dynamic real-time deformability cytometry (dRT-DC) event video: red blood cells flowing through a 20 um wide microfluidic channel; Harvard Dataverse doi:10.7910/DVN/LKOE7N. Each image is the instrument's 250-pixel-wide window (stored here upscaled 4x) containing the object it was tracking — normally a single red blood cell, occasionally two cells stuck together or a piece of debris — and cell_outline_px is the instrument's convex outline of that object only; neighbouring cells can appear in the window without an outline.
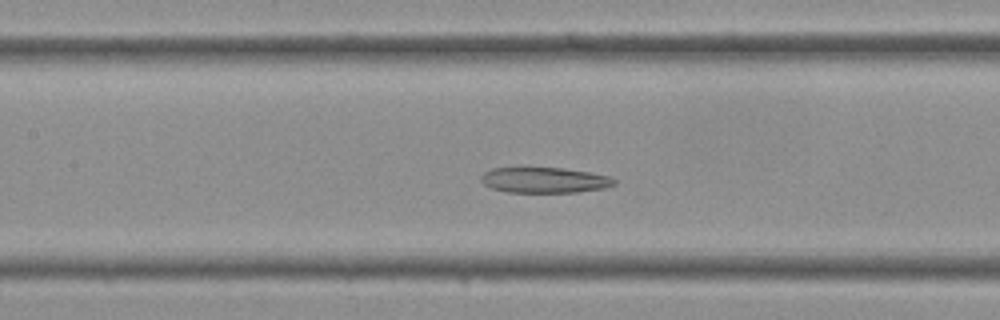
{"species": "Egyptian fruit bat (a non-hibernating species)", "species_latin": "Rousettus aegyptiacus", "temperature_condition": "cold", "stored_images_in_passage": 39, "camera_frame_rate_fps": 3000, "um_per_image_px": 0.085, "frame": {"image": 1, "passage_image": 17, "time_ms": 5.333, "image_size_px": [1000, 320], "cell_outline_px": [[616, 184], [604, 188], [576, 192], [508, 192], [492, 188], [484, 184], [480, 180], [480, 176], [484, 172], [492, 168], [564, 168], [588, 172], [608, 176], [616, 180]], "centroid_in_image_um": [46.26, 15.31], "position_along_channel_um": 161.1, "area_um2": 19.71}}
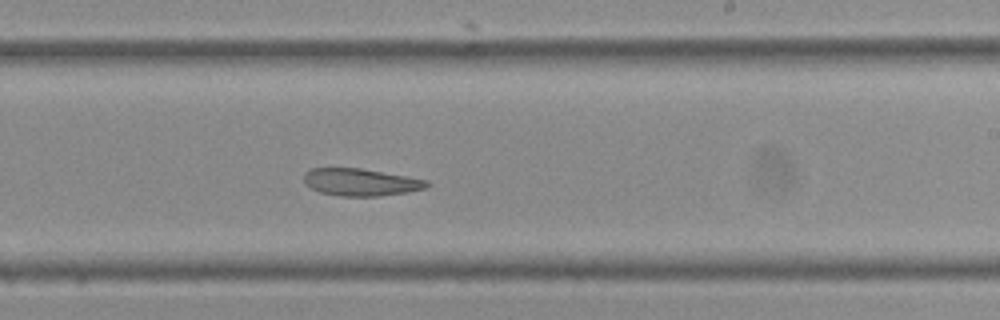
{"frame": {"image": 2, "passage_image": 23, "time_ms": 7.333, "image_size_px": [1000, 320], "cell_outline_px": [[432, 184], [428, 188], [408, 192], [380, 196], [340, 196], [320, 192], [304, 184], [304, 172], [312, 168], [360, 168], [408, 176], [428, 180]], "centroid_in_image_um": [30.7, 15.48], "position_along_channel_um": 258.3, "area_um2": 19.77}}
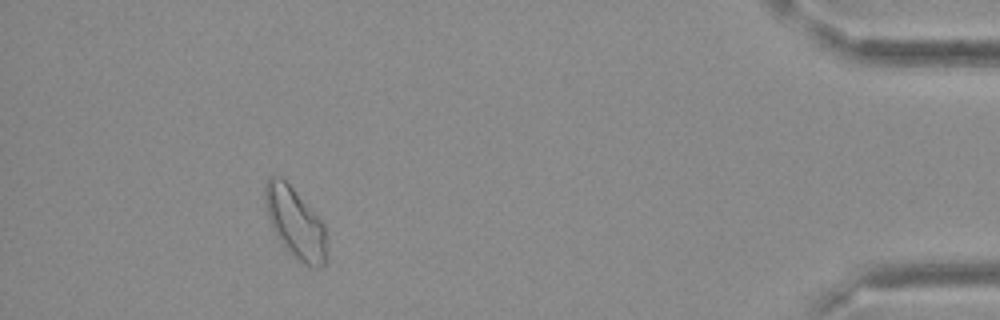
{"frame": {"image": 3, "passage_image": 36, "time_ms": 11.667, "image_size_px": [1000, 320], "cell_outline_px": [[324, 264], [316, 268], [304, 264], [296, 260], [288, 252], [276, 236], [272, 228], [268, 216], [264, 196], [264, 184], [268, 176], [280, 176], [292, 188], [324, 224]], "centroid_in_image_um": [25.03, 18.93], "position_along_channel_um": 410.2, "area_um2": 24.74}}